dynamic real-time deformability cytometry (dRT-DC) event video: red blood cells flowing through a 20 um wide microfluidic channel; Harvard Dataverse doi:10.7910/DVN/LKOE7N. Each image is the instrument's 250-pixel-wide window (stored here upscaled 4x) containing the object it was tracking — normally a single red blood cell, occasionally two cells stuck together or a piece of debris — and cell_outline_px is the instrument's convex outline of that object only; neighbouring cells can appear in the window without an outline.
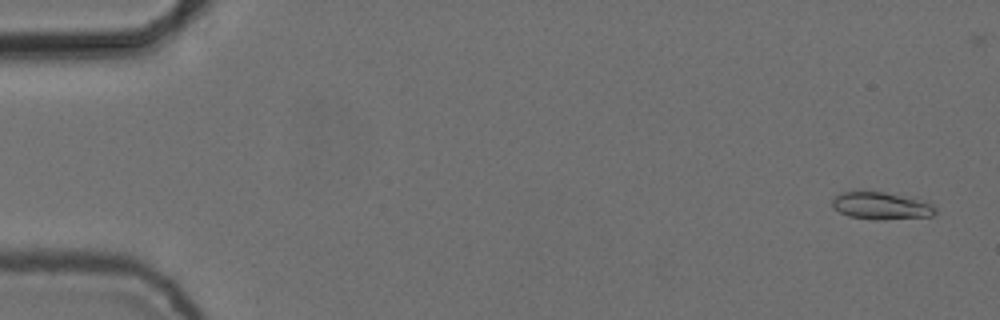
{"species": "common noctule bat (a hibernating species)", "species_latin": "Nyctalus noctula", "temperature_condition": "cold", "stored_images_in_passage": 4, "camera_frame_rate_fps": 3000, "um_per_image_px": 0.085, "animal": {"sex": "female", "body_mass_g": 24.6, "forearm_length_mm": 56.2}, "frame": {"image": 1, "passage_image": 1, "time_ms": 0.0, "image_size_px": [1000, 320], "cell_outline_px": [[936, 212], [932, 216], [880, 220], [876, 220], [848, 216], [832, 208], [832, 200], [836, 196], [844, 192], [884, 192], [932, 204], [936, 208]], "centroid_in_image_um": [74.86, 17.52], "position_along_channel_um": 10.1, "area_um2": 16.01}}
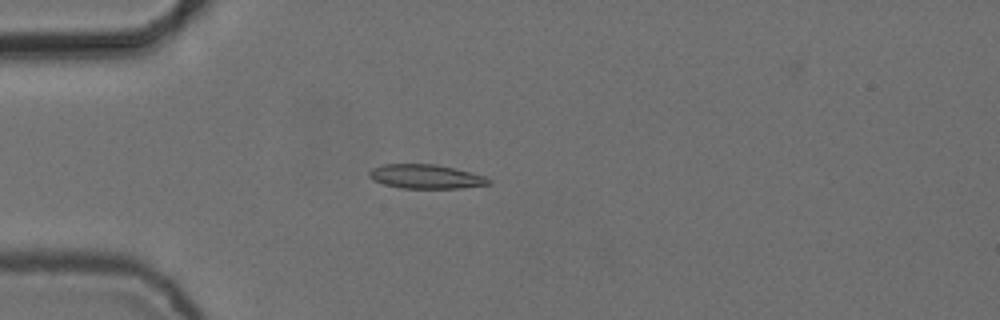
{"frame": {"image": 2, "passage_image": 4, "time_ms": 1.0, "image_size_px": [1000, 320], "cell_outline_px": [[492, 184], [460, 188], [400, 188], [384, 184], [372, 180], [368, 176], [368, 172], [372, 168], [384, 164], [436, 164], [484, 176], [492, 180]], "centroid_in_image_um": [36.17, 15.01], "position_along_channel_um": 48.8, "area_um2": 16.76}}